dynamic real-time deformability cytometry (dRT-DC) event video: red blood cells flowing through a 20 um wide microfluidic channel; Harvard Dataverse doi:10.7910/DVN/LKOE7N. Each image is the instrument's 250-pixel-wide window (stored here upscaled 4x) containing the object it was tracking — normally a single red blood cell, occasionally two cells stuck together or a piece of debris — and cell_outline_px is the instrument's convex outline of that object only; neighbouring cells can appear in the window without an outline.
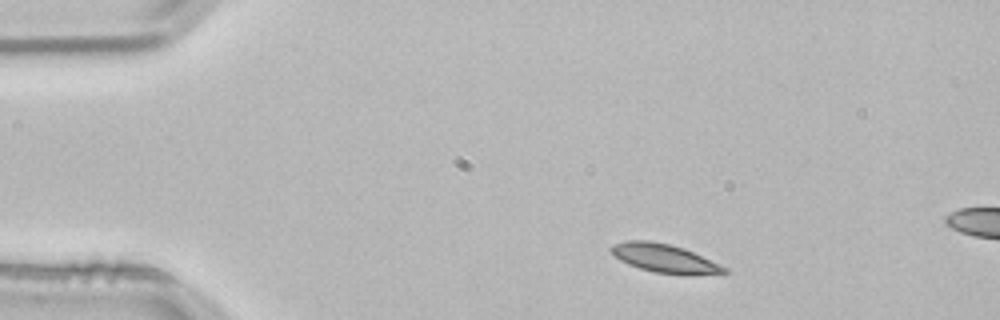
{"species": "common noctule bat (a hibernating species)", "species_latin": "Nyctalus noctula", "temperature_condition": "room temperature", "stored_images_in_passage": 7, "camera_frame_rate_fps": 3000, "um_per_image_px": 0.085, "animal": {"sex": "male", "body_mass_g": 21.5, "forearm_length_mm": 52.0}, "frame": {"image": 1, "passage_image": 1, "time_ms": 0.0, "image_size_px": [1000, 320], "cell_outline_px": [[728, 272], [688, 276], [684, 276], [652, 272], [628, 264], [620, 260], [608, 248], [612, 244], [624, 240], [648, 240], [668, 244], [684, 248], [720, 264], [728, 268]], "centroid_in_image_um": [56.48, 21.97], "position_along_channel_um": 28.5, "area_um2": 19.07}}